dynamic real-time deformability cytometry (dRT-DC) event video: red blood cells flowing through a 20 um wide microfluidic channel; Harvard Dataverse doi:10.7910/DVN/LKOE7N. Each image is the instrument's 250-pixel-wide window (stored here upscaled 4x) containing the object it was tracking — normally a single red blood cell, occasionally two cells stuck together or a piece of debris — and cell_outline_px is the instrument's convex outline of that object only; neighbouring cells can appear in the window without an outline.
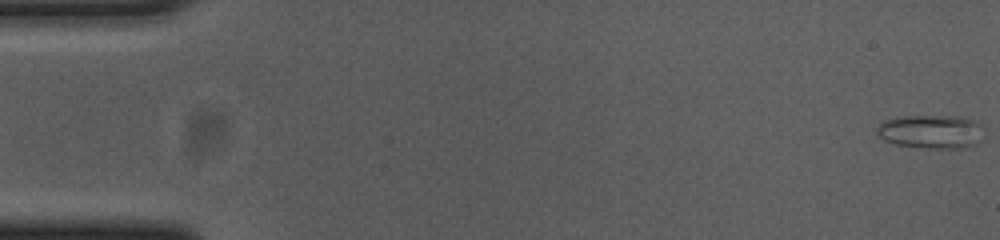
{"species": "common noctule bat (a hibernating species)", "species_latin": "Nyctalus noctula", "temperature_condition": "cold", "stored_images_in_passage": 55, "camera_frame_rate_fps": 3000, "um_per_image_px": 0.085, "animal": {"sex": "female", "body_mass_g": 23.0, "forearm_length_mm": 53.4}, "frame": {"image": 1, "passage_image": 1, "time_ms": 0.0, "image_size_px": [1000, 240], "cell_outline_px": [[980, 144], [960, 148], [932, 148], [896, 144], [884, 140], [876, 132], [876, 128], [880, 124], [888, 120], [904, 116], [964, 116], [976, 120], [980, 124]], "centroid_in_image_um": [79.18, 11.18], "position_along_channel_um": 5.8, "area_um2": 20.81}}
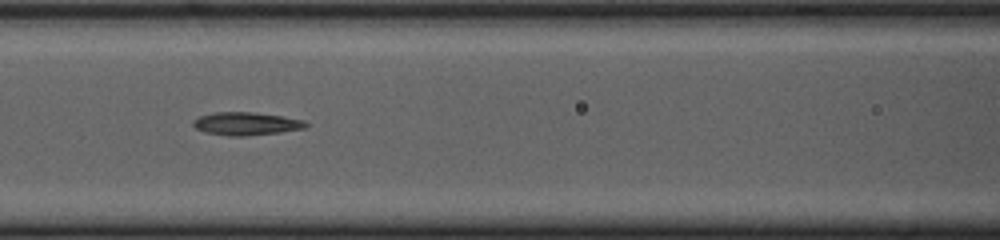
{"frame": {"image": 2, "passage_image": 24, "time_ms": 7.667, "image_size_px": [1000, 240], "cell_outline_px": [[308, 124], [304, 128], [280, 132], [244, 136], [232, 136], [204, 132], [196, 128], [192, 124], [192, 120], [200, 116], [212, 112], [252, 112], [284, 116], [304, 120]], "centroid_in_image_um": [20.9, 10.5], "position_along_channel_um": 145.7, "area_um2": 15.09}}
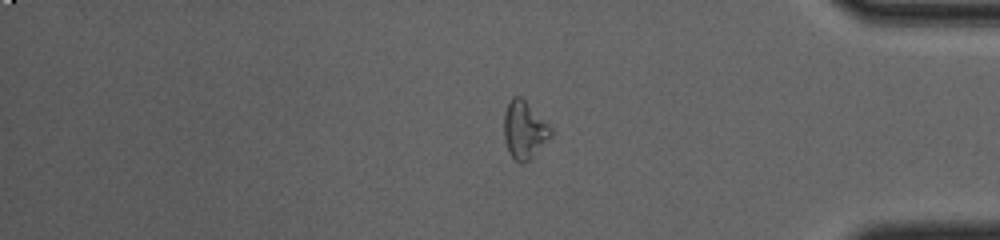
{"frame": {"image": 3, "passage_image": 46, "time_ms": 15.0, "image_size_px": [1000, 240], "cell_outline_px": [[552, 136], [532, 160], [520, 164], [508, 152], [504, 140], [504, 112], [512, 96], [520, 96], [552, 128]], "centroid_in_image_um": [44.57, 11.1], "position_along_channel_um": 390.6, "area_um2": 15.9}, "authors_computed_cell_mechanics": {"area_um2": 15.2592, "velocity_mm_per_s": 3.684, "shape_relaxation_time_tau1_ms": 7.0963, "shape_relaxation_time_tau2_ms": 4.2472, "deformation_change_tau1": 0.1717, "deformation_change_tau2": 0.1308}}